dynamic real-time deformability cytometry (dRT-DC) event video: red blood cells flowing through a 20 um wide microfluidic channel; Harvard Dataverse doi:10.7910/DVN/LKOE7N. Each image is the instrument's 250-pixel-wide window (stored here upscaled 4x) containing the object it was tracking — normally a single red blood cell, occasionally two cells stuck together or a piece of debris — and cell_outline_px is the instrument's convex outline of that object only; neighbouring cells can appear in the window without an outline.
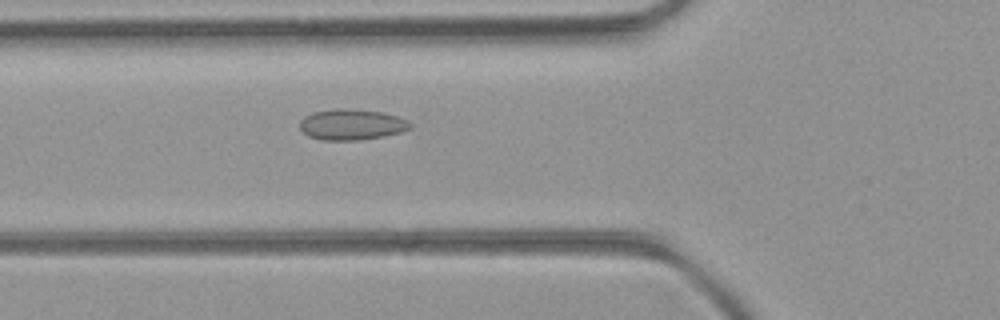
{"species": "common noctule bat (a hibernating species)", "species_latin": "Nyctalus noctula", "temperature_condition": "room temperature", "stored_images_in_passage": 47, "camera_frame_rate_fps": 3000, "um_per_image_px": 0.085, "animal": {"sex": "female", "body_mass_g": 21.9}, "frame": {"image": 1, "passage_image": 15, "time_ms": 4.667, "image_size_px": [1000, 320], "cell_outline_px": [[412, 128], [400, 132], [384, 136], [360, 140], [324, 140], [308, 136], [300, 128], [300, 120], [304, 116], [312, 112], [336, 108], [348, 108], [384, 112], [408, 120], [412, 124]], "centroid_in_image_um": [29.9, 10.57], "position_along_channel_um": 95.9, "area_um2": 20.0}}
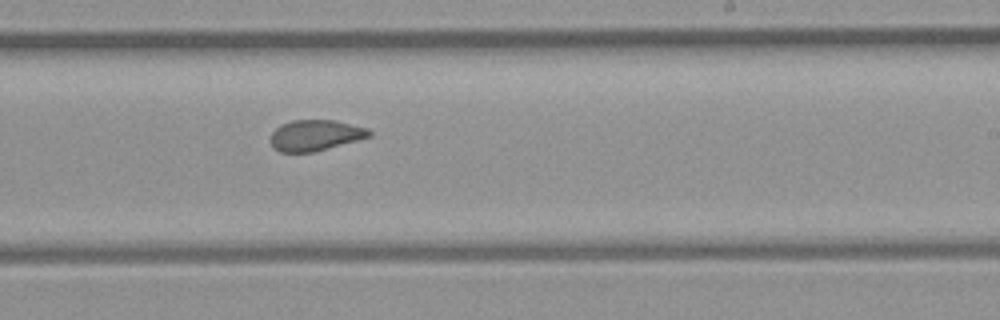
{"frame": {"image": 2, "passage_image": 27, "time_ms": 8.667, "image_size_px": [1000, 320], "cell_outline_px": [[372, 136], [312, 152], [280, 152], [272, 148], [272, 132], [276, 128], [292, 120], [336, 120], [368, 128], [372, 132]], "centroid_in_image_um": [26.83, 11.49], "position_along_channel_um": 262.2, "area_um2": 17.57}}
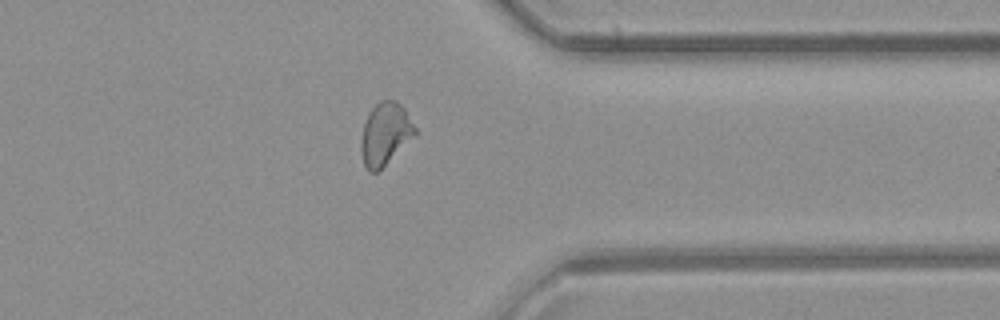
{"frame": {"image": 3, "passage_image": 36, "time_ms": 11.667, "image_size_px": [1000, 320], "cell_outline_px": [[416, 132], [376, 172], [368, 172], [364, 164], [360, 152], [360, 144], [364, 124], [368, 112], [380, 100], [396, 100], [404, 108], [416, 128]], "centroid_in_image_um": [32.69, 11.34], "position_along_channel_um": 378.7, "area_um2": 19.02}, "authors_computed_cell_mechanics": {"area_um2": 19.074, "velocity_mm_per_s": 4.144, "shape_relaxation_time_tau1_ms": null, "shape_relaxation_time_tau2_ms": 1.1634, "deformation_change_tau1": null, "deformation_change_tau2": 0.0534}}